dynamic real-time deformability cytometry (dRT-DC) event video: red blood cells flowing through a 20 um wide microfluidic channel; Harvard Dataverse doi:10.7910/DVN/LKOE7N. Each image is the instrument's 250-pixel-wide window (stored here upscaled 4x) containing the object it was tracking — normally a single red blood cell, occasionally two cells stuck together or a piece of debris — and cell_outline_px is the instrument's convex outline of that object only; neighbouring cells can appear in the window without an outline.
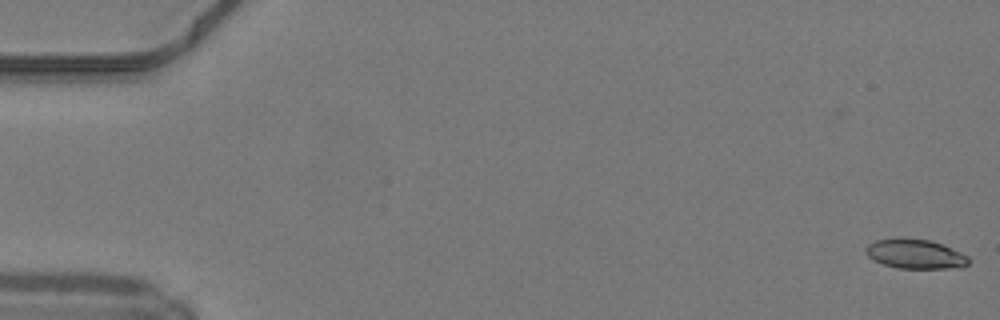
{"species": "common noctule bat (a hibernating species)", "species_latin": "Nyctalus noctula", "temperature_condition": "warm", "stored_images_in_passage": 49, "camera_frame_rate_fps": 3000, "um_per_image_px": 0.085, "animal": {"sex": "male", "body_mass_g": 19.2, "forearm_length_mm": 51.8}, "frame": {"image": 1, "passage_image": 1, "time_ms": 0.0, "image_size_px": [1000, 320], "cell_outline_px": [[968, 264], [960, 268], [896, 268], [872, 260], [864, 252], [864, 248], [868, 244], [876, 240], [896, 236], [900, 236], [932, 240], [960, 252], [968, 256]], "centroid_in_image_um": [77.74, 21.56], "position_along_channel_um": 7.3, "area_um2": 18.09}}
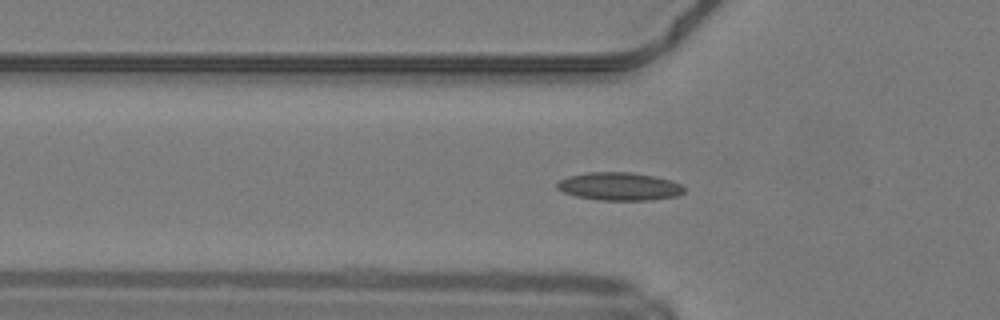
{"frame": {"image": 2, "passage_image": 17, "time_ms": 5.333, "image_size_px": [1000, 320], "cell_outline_px": [[684, 192], [676, 196], [652, 200], [600, 200], [576, 196], [564, 192], [556, 188], [556, 184], [560, 180], [568, 176], [588, 172], [632, 172], [672, 180], [680, 184], [684, 188]], "centroid_in_image_um": [52.64, 15.84], "position_along_channel_um": 73.2, "area_um2": 20.69}}
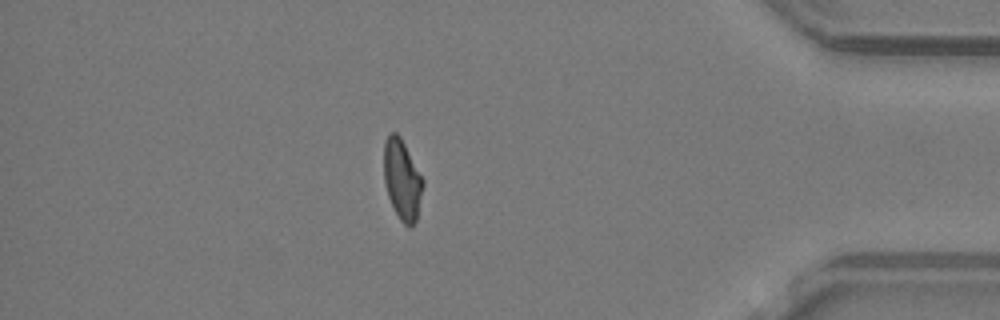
{"frame": {"image": 3, "passage_image": 43, "time_ms": 14.0, "image_size_px": [1000, 320], "cell_outline_px": [[424, 184], [416, 220], [408, 228], [400, 220], [388, 196], [384, 184], [384, 140], [392, 132], [396, 132], [400, 136], [424, 180]], "centroid_in_image_um": [34.18, 15.26], "position_along_channel_um": 401.0, "area_um2": 18.15}, "authors_computed_cell_mechanics": {"area_um2": 18.496, "velocity_mm_per_s": 4.2419, "shape_relaxation_time_tau1_ms": null, "shape_relaxation_time_tau2_ms": 2.4962, "deformation_change_tau1": null, "deformation_change_tau2": 0.1019}}